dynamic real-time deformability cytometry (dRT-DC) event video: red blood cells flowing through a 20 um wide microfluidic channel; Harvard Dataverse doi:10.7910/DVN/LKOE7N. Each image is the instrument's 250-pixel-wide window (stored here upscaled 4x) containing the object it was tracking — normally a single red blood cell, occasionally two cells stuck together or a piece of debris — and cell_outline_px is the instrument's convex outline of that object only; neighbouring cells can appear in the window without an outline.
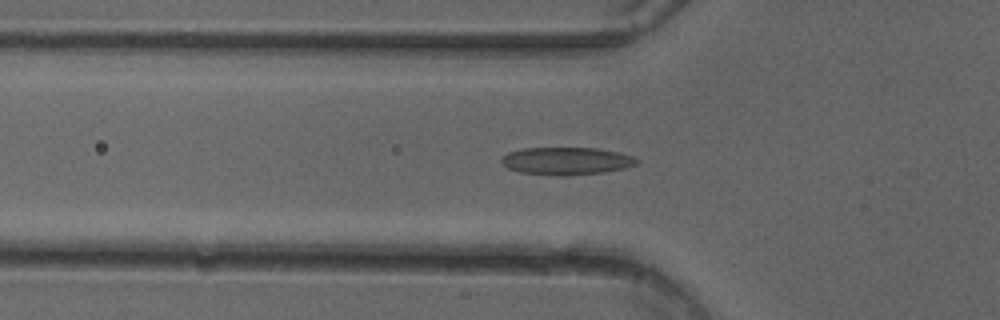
{"species": "common noctule bat (a hibernating species)", "species_latin": "Nyctalus noctula", "temperature_condition": "cold", "stored_images_in_passage": 24, "camera_frame_rate_fps": 3000, "um_per_image_px": 0.085, "animal": {"sex": "female"}, "frame": {"image": 1, "passage_image": 17, "time_ms": 5.333, "image_size_px": [1000, 320], "cell_outline_px": [[640, 160], [636, 164], [624, 168], [604, 172], [568, 176], [564, 176], [520, 172], [508, 168], [500, 160], [508, 152], [524, 148], [596, 148], [620, 152], [632, 156]], "centroid_in_image_um": [48.17, 13.68], "position_along_channel_um": 77.6, "area_um2": 21.68}}
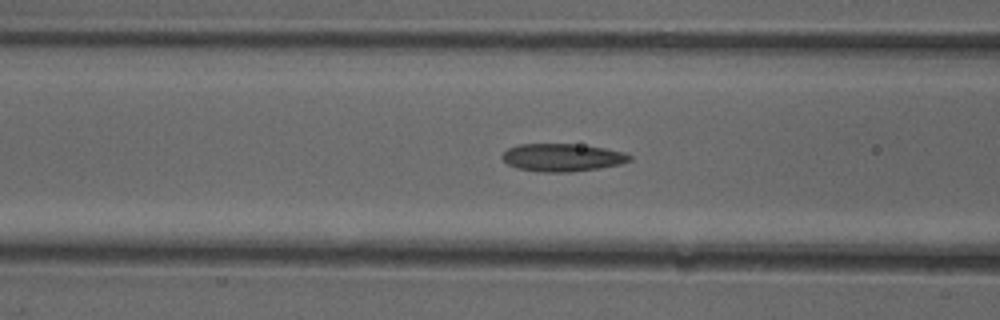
{"frame": {"image": 2, "passage_image": 20, "time_ms": 6.333, "image_size_px": [1000, 320], "cell_outline_px": [[632, 160], [620, 164], [600, 168], [572, 172], [536, 172], [516, 168], [508, 164], [500, 156], [508, 148], [520, 144], [576, 144], [604, 148], [624, 152], [632, 156]], "centroid_in_image_um": [47.79, 13.39], "position_along_channel_um": 118.8, "area_um2": 20.75}}
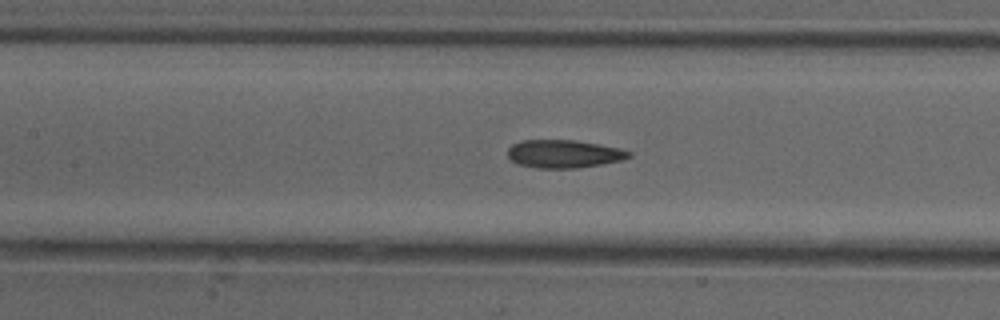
{"frame": {"image": 3, "passage_image": 23, "time_ms": 7.333, "image_size_px": [1000, 320], "cell_outline_px": [[632, 156], [620, 160], [600, 164], [576, 168], [536, 168], [516, 164], [508, 156], [508, 148], [512, 144], [520, 140], [576, 140], [620, 148], [632, 152]], "centroid_in_image_um": [47.9, 13.07], "position_along_channel_um": 159.5, "area_um2": 19.83}}